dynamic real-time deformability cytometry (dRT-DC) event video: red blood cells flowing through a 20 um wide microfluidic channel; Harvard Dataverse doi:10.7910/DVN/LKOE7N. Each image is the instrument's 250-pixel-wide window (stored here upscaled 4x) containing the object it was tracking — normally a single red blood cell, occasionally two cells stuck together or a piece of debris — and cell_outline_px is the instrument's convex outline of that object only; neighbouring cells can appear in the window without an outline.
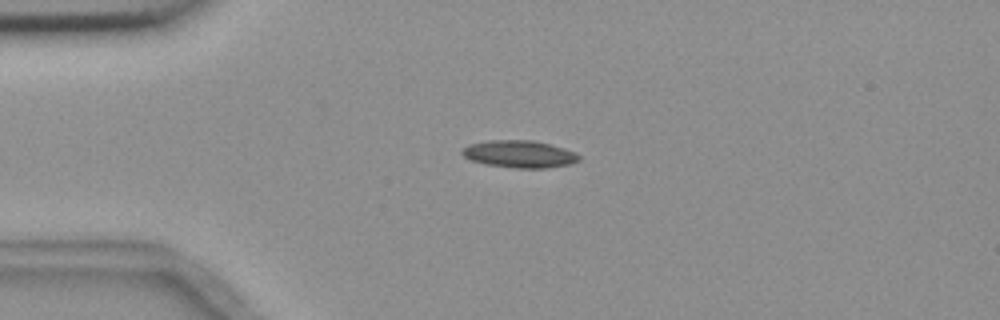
{"species": "common noctule bat (a hibernating species)", "species_latin": "Nyctalus noctula", "temperature_condition": "room temperature", "stored_images_in_passage": 1, "camera_frame_rate_fps": 3000, "um_per_image_px": 0.085, "animal": {"sex": "female", "body_mass_g": 18.4}, "frame": {"image": 1, "passage_image": 1, "time_ms": 0.0, "image_size_px": [1000, 320], "cell_outline_px": [[580, 160], [572, 164], [548, 168], [516, 168], [484, 164], [472, 160], [464, 156], [460, 152], [468, 144], [488, 140], [532, 140], [564, 148], [576, 152], [580, 156]], "centroid_in_image_um": [44.17, 13.1], "position_along_channel_um": 40.8, "area_um2": 18.67}}